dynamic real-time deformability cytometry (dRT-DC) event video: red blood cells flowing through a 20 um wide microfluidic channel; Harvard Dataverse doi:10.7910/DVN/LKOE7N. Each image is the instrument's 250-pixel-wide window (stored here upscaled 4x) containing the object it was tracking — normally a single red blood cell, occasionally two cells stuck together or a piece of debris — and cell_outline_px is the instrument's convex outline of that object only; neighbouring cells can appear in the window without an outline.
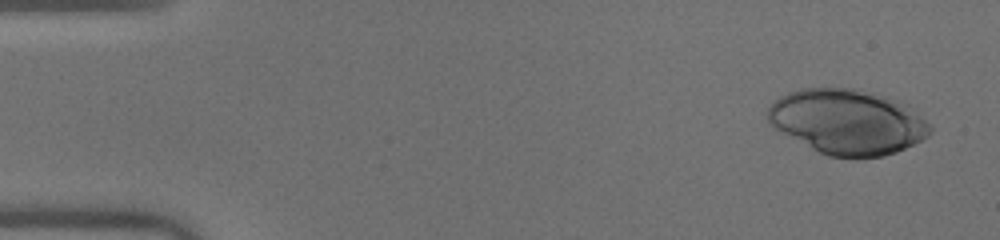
{"species": "human", "species_latin": "Homo sapiens", "temperature_condition": "warm", "stored_images_in_passage": 50, "camera_frame_rate_fps": 3000, "um_per_image_px": 0.085, "donor": {"sex": "male"}, "frame": {"image": 1, "passage_image": 3, "time_ms": 0.667, "image_size_px": [1000, 240], "cell_outline_px": [[932, 132], [928, 136], [896, 152], [884, 156], [856, 160], [828, 156], [812, 148], [768, 124], [768, 108], [780, 96], [788, 92], [800, 88], [856, 88], [888, 96], [900, 100], [916, 108], [932, 128]], "centroid_in_image_um": [72.09, 10.35], "position_along_channel_um": 12.9, "area_um2": 62.14}}
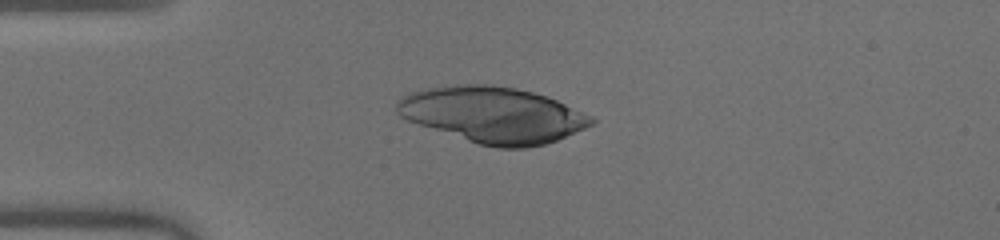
{"frame": {"image": 2, "passage_image": 13, "time_ms": 4.0, "image_size_px": [1000, 240], "cell_outline_px": [[596, 120], [592, 124], [584, 128], [556, 140], [544, 144], [524, 148], [496, 148], [480, 144], [408, 120], [400, 116], [396, 112], [396, 100], [400, 96], [408, 92], [424, 88], [456, 84], [492, 84], [516, 88], [548, 96], [592, 116]], "centroid_in_image_um": [41.87, 9.73], "position_along_channel_um": 43.1, "area_um2": 63.23}}